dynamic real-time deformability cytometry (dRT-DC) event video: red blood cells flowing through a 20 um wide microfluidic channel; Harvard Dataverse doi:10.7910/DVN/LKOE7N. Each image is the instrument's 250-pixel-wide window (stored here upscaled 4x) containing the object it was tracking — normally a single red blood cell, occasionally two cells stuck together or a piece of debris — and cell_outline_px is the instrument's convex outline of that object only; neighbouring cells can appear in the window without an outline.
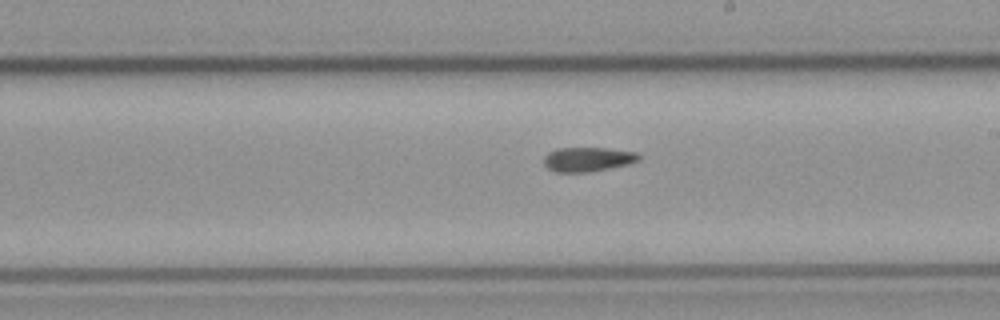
{"species": "common noctule bat (a hibernating species)", "species_latin": "Nyctalus noctula", "temperature_condition": "cold", "stored_images_in_passage": 8, "camera_frame_rate_fps": 3000, "um_per_image_px": 0.085, "animal": {"sex": "male", "body_mass_g": 23.1, "forearm_length_mm": 52.7}, "frame": {"image": 1, "passage_image": 8, "time_ms": 8.667, "image_size_px": [1000, 320], "cell_outline_px": [[640, 160], [628, 164], [588, 172], [556, 172], [548, 168], [544, 164], [544, 156], [548, 152], [556, 148], [608, 148], [636, 152], [640, 156]], "centroid_in_image_um": [49.94, 13.53], "position_along_channel_um": 239.1, "area_um2": 13.47}}